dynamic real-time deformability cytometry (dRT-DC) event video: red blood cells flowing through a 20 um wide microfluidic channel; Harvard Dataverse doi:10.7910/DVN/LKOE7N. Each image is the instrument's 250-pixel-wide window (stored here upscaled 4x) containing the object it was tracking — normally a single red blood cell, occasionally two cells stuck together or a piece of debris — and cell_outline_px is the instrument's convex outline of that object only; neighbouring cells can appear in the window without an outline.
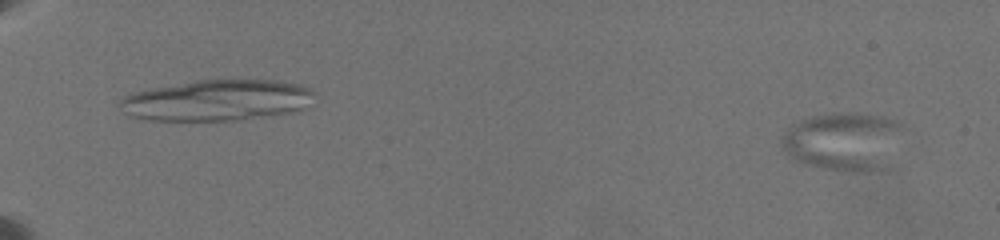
{"species": "common noctule bat (a hibernating species)", "species_latin": "Nyctalus noctula", "temperature_condition": "warm", "stored_images_in_passage": 10, "camera_frame_rate_fps": 3000, "um_per_image_px": 0.085, "animal": {"sex": "female", "body_mass_g": 19.5, "forearm_length_mm": 54.1}, "frame": {"image": 1, "passage_image": 7, "time_ms": 1.333, "image_size_px": [1000, 240], "cell_outline_px": [[908, 128], [892, 168], [868, 172], [852, 172], [824, 168], [804, 164], [792, 160], [788, 156], [780, 144], [780, 140], [800, 120], [812, 116], [836, 112], [860, 112], [884, 116], [900, 120]], "centroid_in_image_um": [71.9, 12.03], "position_along_channel_um": 13.1, "area_um2": 43.35}}